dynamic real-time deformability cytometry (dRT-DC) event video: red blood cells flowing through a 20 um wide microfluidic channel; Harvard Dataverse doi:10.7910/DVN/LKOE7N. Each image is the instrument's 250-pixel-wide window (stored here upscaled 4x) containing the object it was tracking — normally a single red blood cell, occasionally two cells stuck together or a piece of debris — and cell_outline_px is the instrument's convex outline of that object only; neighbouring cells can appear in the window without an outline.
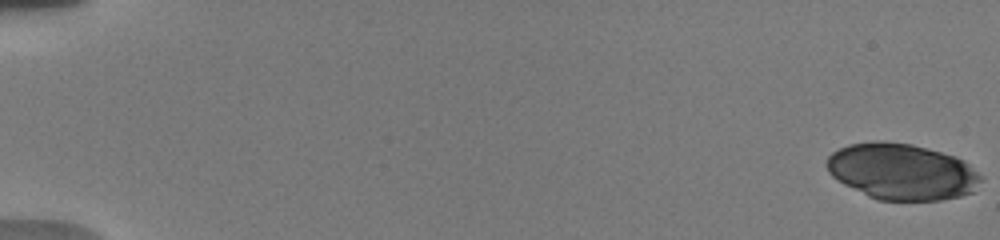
{"species": "human", "species_latin": "Homo sapiens", "temperature_condition": "warm", "stored_images_in_passage": 7, "camera_frame_rate_fps": 3000, "um_per_image_px": 0.085, "donor": {"sex": "male"}, "frame": {"image": 1, "passage_image": 1, "time_ms": 0.0, "image_size_px": [1000, 240], "cell_outline_px": [[984, 180], [972, 192], [960, 196], [940, 200], [880, 200], [868, 196], [836, 180], [828, 172], [824, 164], [828, 156], [832, 152], [848, 144], [872, 140], [884, 140], [912, 144], [956, 156], [964, 160]], "centroid_in_image_um": [76.62, 14.57], "position_along_channel_um": 8.4, "area_um2": 50.86}}
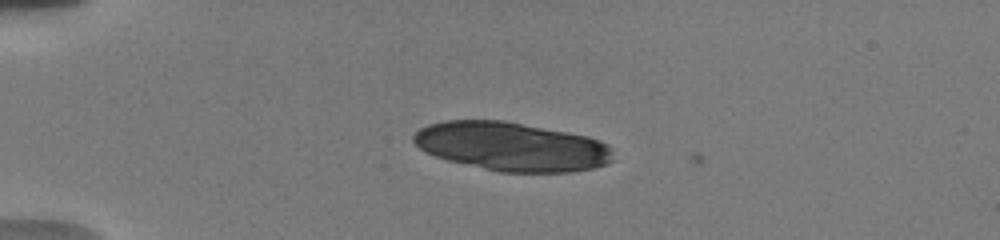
{"frame": {"image": 2, "passage_image": 6, "time_ms": 4.667, "image_size_px": [1000, 240], "cell_outline_px": [[612, 160], [608, 164], [592, 168], [572, 172], [500, 172], [448, 160], [436, 156], [420, 148], [412, 140], [412, 136], [420, 128], [428, 124], [444, 120], [504, 120], [568, 132], [588, 136], [600, 140], [608, 144], [612, 148]], "centroid_in_image_um": [43.51, 12.45], "position_along_channel_um": 41.5, "area_um2": 56.82}}